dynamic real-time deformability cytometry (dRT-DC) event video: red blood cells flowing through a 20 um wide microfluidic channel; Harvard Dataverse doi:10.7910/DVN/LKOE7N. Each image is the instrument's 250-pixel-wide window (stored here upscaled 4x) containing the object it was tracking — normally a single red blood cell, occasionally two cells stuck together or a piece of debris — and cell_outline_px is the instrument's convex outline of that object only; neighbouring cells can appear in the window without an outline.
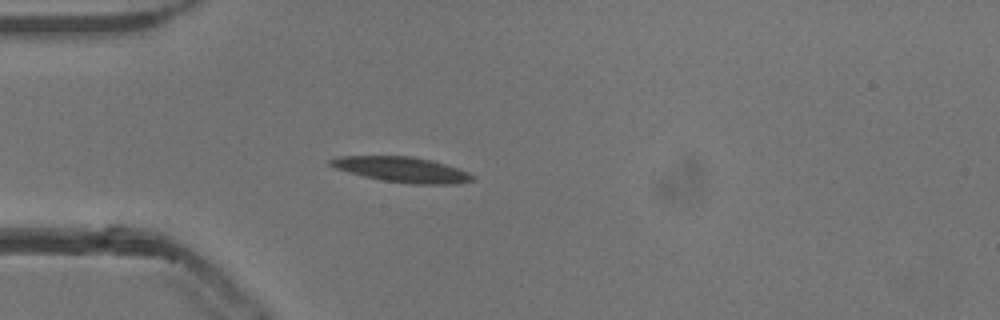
{"species": "common noctule bat (a hibernating species)", "species_latin": "Nyctalus noctula", "temperature_condition": "cold", "stored_images_in_passage": 8, "camera_frame_rate_fps": 3000, "um_per_image_px": 0.085, "animal": {"sex": "male", "body_mass_g": 13.3}, "frame": {"image": 1, "passage_image": 1, "time_ms": 0.0, "image_size_px": [1000, 320], "cell_outline_px": [[476, 180], [460, 184], [408, 184], [380, 180], [364, 176], [336, 168], [328, 164], [328, 160], [340, 156], [412, 156], [432, 160], [468, 172], [476, 176]], "centroid_in_image_um": [34.22, 14.42], "position_along_channel_um": 50.8, "area_um2": 21.04}}
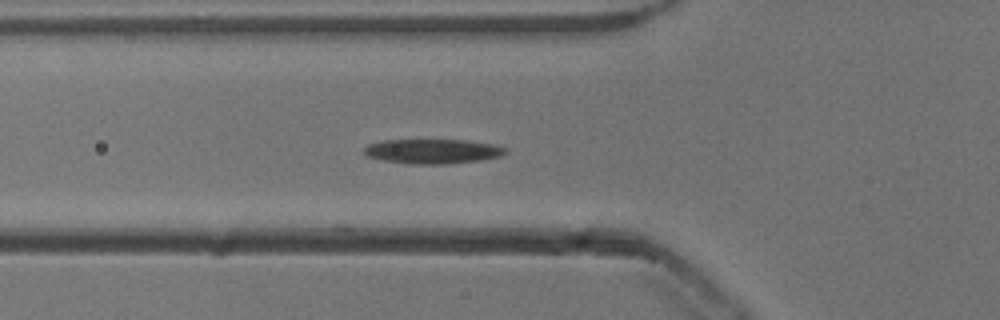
{"frame": {"image": 2, "passage_image": 5, "time_ms": 1.333, "image_size_px": [1000, 320], "cell_outline_px": [[508, 152], [500, 156], [480, 160], [448, 164], [408, 164], [384, 160], [368, 156], [364, 152], [364, 148], [368, 144], [384, 140], [468, 140], [492, 144], [504, 148]], "centroid_in_image_um": [36.77, 12.86], "position_along_channel_um": 89.0, "area_um2": 20.17}}